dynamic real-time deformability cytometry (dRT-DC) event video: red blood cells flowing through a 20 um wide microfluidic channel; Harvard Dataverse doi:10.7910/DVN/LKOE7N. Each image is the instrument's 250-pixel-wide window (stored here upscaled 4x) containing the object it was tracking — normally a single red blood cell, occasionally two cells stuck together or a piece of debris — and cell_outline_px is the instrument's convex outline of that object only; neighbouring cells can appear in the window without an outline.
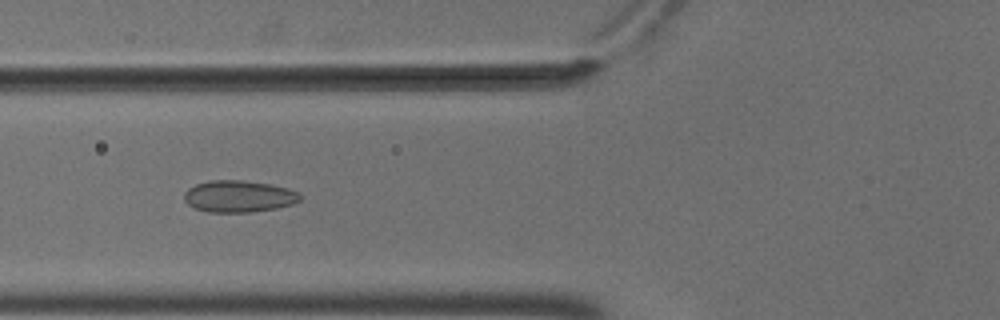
{"species": "common noctule bat (a hibernating species)", "species_latin": "Nyctalus noctula", "temperature_condition": "cold", "stored_images_in_passage": 10, "camera_frame_rate_fps": 3000, "um_per_image_px": 0.085, "animal": {"sex": "male", "body_mass_g": 18.8}, "frame": {"image": 1, "passage_image": 2, "time_ms": 0.333, "image_size_px": [1000, 320], "cell_outline_px": [[304, 196], [300, 200], [292, 204], [276, 208], [252, 212], [208, 212], [196, 208], [188, 204], [184, 200], [184, 192], [188, 188], [196, 184], [212, 180], [244, 180], [272, 184], [288, 188], [300, 192]], "centroid_in_image_um": [20.34, 16.68], "position_along_channel_um": 105.5, "area_um2": 21.68}}
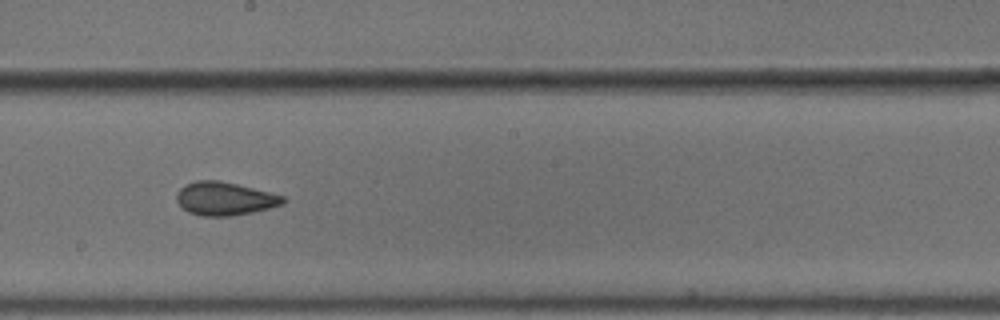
{"frame": {"image": 2, "passage_image": 5, "time_ms": 1.333, "image_size_px": [1000, 320], "cell_outline_px": [[288, 200], [284, 204], [252, 212], [232, 216], [204, 216], [188, 212], [176, 200], [176, 196], [180, 188], [184, 184], [196, 180], [216, 180], [236, 184], [284, 196]], "centroid_in_image_um": [19.1, 16.88], "position_along_channel_um": 229.1, "area_um2": 20.52}}
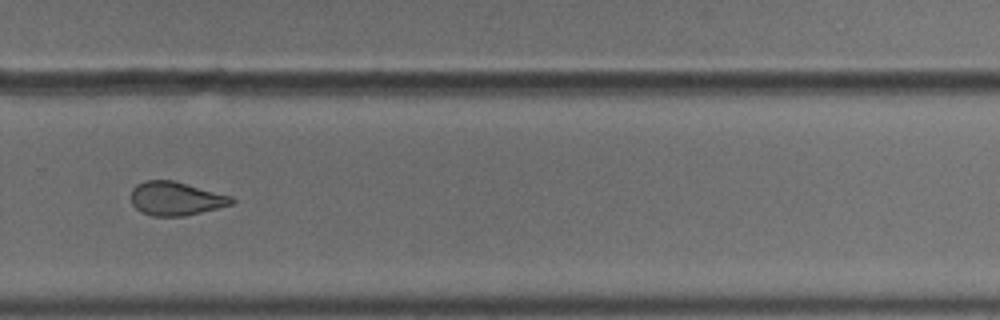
{"frame": {"image": 3, "passage_image": 7, "time_ms": 2.0, "image_size_px": [1000, 320], "cell_outline_px": [[236, 200], [232, 204], [184, 216], [152, 216], [140, 212], [132, 204], [132, 188], [136, 184], [144, 180], [172, 180], [232, 196]], "centroid_in_image_um": [14.92, 16.87], "position_along_channel_um": 314.9, "area_um2": 19.65}}